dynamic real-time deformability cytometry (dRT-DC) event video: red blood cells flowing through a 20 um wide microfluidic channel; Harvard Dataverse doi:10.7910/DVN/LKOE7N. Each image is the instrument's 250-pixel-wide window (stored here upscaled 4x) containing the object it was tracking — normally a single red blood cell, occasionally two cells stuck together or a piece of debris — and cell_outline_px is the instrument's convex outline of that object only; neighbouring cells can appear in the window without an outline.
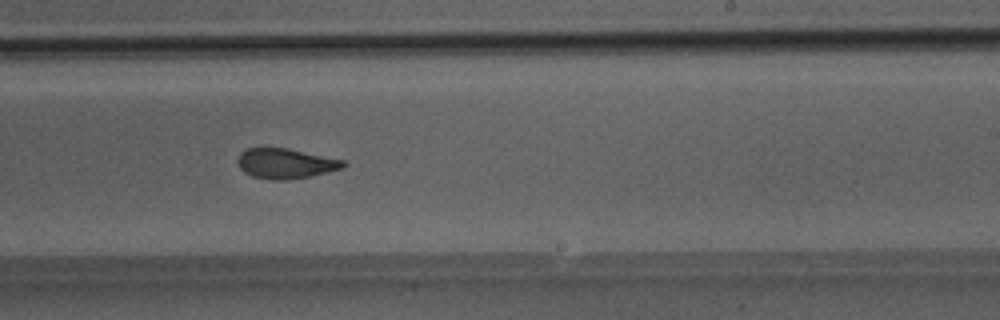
{"species": "Egyptian fruit bat (a non-hibernating species)", "species_latin": "Rousettus aegyptiacus", "temperature_condition": "room temperature", "stored_images_in_passage": 38, "camera_frame_rate_fps": 3000, "um_per_image_px": 0.085, "animal": {"sex": "male"}, "frame": {"image": 1, "passage_image": 22, "time_ms": 7.0, "image_size_px": [1000, 320], "cell_outline_px": [[348, 164], [344, 168], [308, 176], [288, 180], [272, 180], [252, 176], [244, 172], [240, 168], [236, 160], [240, 152], [248, 148], [288, 148], [344, 160]], "centroid_in_image_um": [24.26, 13.89], "position_along_channel_um": 264.7, "area_um2": 18.55}}
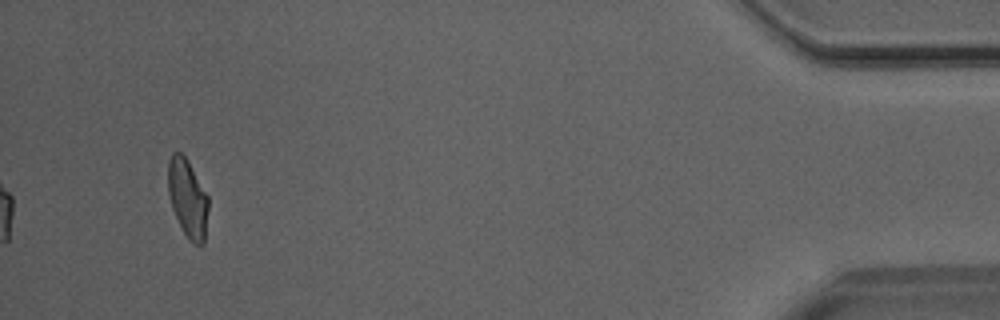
{"frame": {"image": 2, "passage_image": 38, "time_ms": 12.333, "image_size_px": [1000, 320], "cell_outline_px": [[208, 208], [204, 244], [192, 244], [188, 240], [172, 208], [168, 196], [168, 160], [172, 152], [180, 152], [184, 156], [208, 196]], "centroid_in_image_um": [15.94, 16.87], "position_along_channel_um": 419.3, "area_um2": 18.15}}